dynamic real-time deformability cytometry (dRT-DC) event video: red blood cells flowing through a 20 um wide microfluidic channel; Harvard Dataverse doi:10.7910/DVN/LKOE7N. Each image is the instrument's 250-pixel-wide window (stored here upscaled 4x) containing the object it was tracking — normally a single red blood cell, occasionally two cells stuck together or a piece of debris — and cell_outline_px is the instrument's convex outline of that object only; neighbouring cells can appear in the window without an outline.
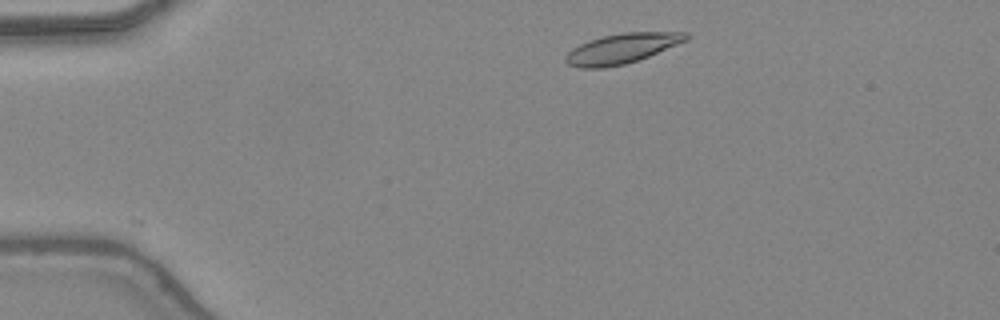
{"species": "common noctule bat (a hibernating species)", "species_latin": "Nyctalus noctula", "temperature_condition": "warm", "stored_images_in_passage": 39, "camera_frame_rate_fps": 3000, "um_per_image_px": 0.085, "animal": {"sex": "female", "body_mass_g": 24.6, "forearm_length_mm": 56.2}, "frame": {"image": 1, "passage_image": 1, "time_ms": 0.0, "image_size_px": [1000, 320], "cell_outline_px": [[688, 40], [648, 56], [624, 64], [604, 68], [580, 68], [568, 64], [564, 60], [564, 56], [572, 48], [588, 40], [604, 36], [624, 32], [688, 32]], "centroid_in_image_um": [52.83, 4.12], "position_along_channel_um": 32.2, "area_um2": 20.92}}
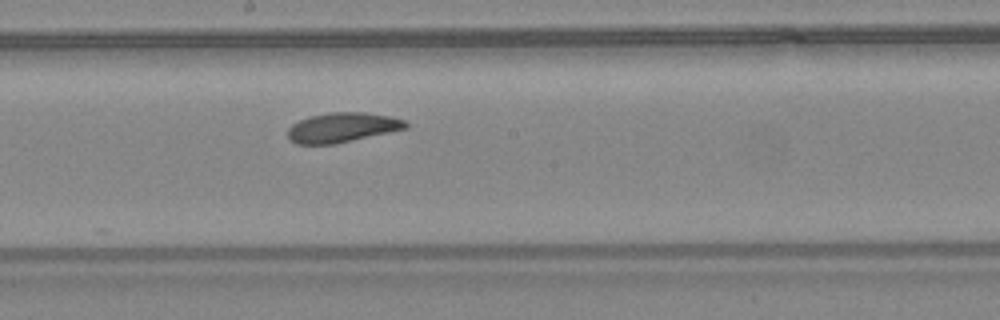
{"frame": {"image": 2, "passage_image": 18, "time_ms": 5.667, "image_size_px": [1000, 320], "cell_outline_px": [[408, 128], [352, 140], [332, 144], [296, 144], [288, 140], [288, 128], [292, 124], [308, 116], [332, 112], [364, 112], [388, 116], [404, 120], [408, 124]], "centroid_in_image_um": [29.05, 10.83], "position_along_channel_um": 219.1, "area_um2": 20.29}}
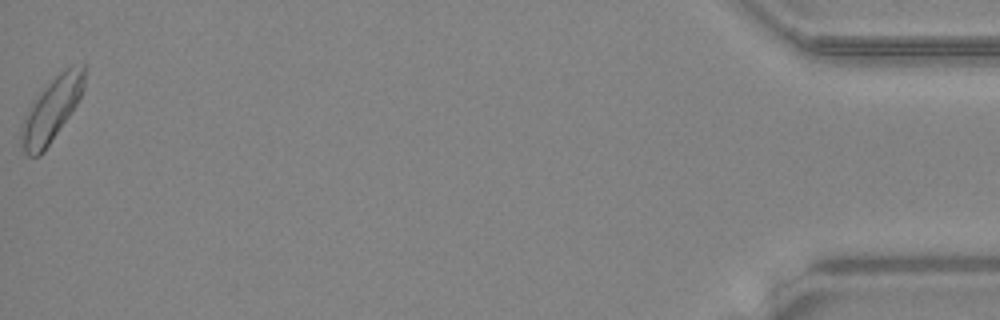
{"frame": {"image": 3, "passage_image": 39, "time_ms": 12.667, "image_size_px": [1000, 320], "cell_outline_px": [[88, 68], [84, 88], [76, 104], [44, 152], [40, 156], [28, 156], [24, 152], [20, 144], [20, 128], [28, 108], [32, 100], [64, 68], [72, 64], [88, 64]], "centroid_in_image_um": [4.4, 9.28], "position_along_channel_um": 430.8, "area_um2": 23.64}, "authors_computed_cell_mechanics": {"area_um2": 20.808, "velocity_mm_per_s": 4.3913, "shape_relaxation_time_tau1_ms": 4.0685, "shape_relaxation_time_tau2_ms": 2.5746, "deformation_change_tau1": 0.1341, "deformation_change_tau2": 0.0897}}